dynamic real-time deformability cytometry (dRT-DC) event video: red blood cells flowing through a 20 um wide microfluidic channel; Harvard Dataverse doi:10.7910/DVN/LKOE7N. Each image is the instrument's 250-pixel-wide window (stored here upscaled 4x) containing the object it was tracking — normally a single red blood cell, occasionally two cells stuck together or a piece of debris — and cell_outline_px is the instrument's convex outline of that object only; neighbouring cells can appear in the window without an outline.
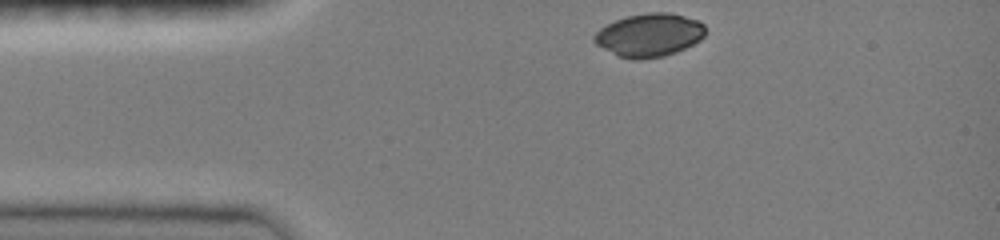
{"species": "common noctule bat (a hibernating species)", "species_latin": "Nyctalus noctula", "temperature_condition": "room temperature", "stored_images_in_passage": 34, "camera_frame_rate_fps": 3000, "um_per_image_px": 0.085, "animal": {"sex": "female", "body_mass_g": 19.0, "forearm_length_mm": 51.5}, "frame": {"image": 1, "passage_image": 1, "time_ms": 0.0, "image_size_px": [1000, 240], "cell_outline_px": [[704, 36], [700, 40], [676, 52], [664, 56], [636, 60], [632, 60], [616, 56], [596, 44], [592, 40], [592, 36], [600, 28], [616, 20], [628, 16], [648, 12], [668, 12], [700, 20], [704, 24]], "centroid_in_image_um": [55.17, 2.98], "position_along_channel_um": 29.8, "area_um2": 28.09}}
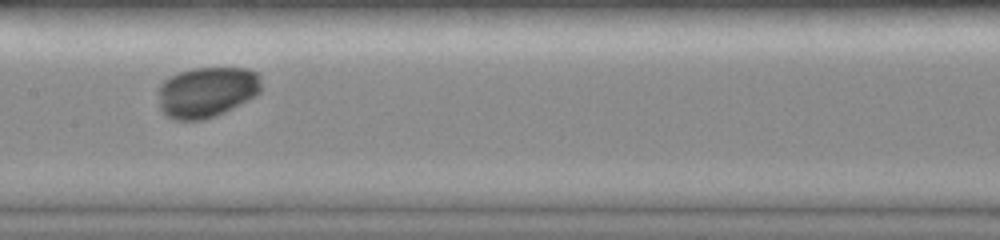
{"frame": {"image": 2, "passage_image": 16, "time_ms": 5.0, "image_size_px": [1000, 240], "cell_outline_px": [[264, 88], [256, 96], [216, 116], [204, 120], [176, 120], [168, 116], [160, 108], [160, 84], [168, 76], [192, 68], [248, 68], [260, 72]], "centroid_in_image_um": [17.65, 7.8], "position_along_channel_um": 189.7, "area_um2": 30.75}}
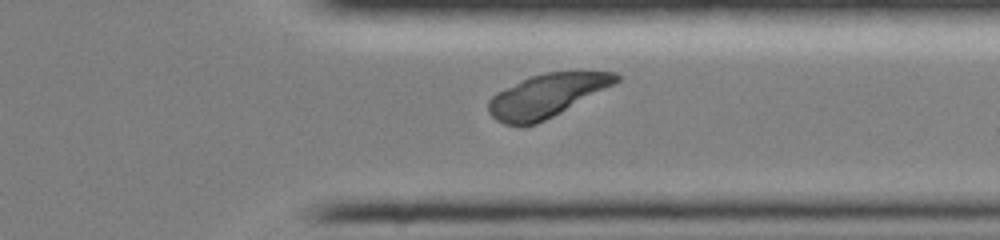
{"frame": {"image": 3, "passage_image": 29, "time_ms": 9.333, "image_size_px": [1000, 240], "cell_outline_px": [[620, 80], [560, 112], [536, 124], [504, 124], [496, 120], [488, 112], [488, 100], [496, 92], [504, 88], [532, 76], [544, 72], [616, 72], [620, 76]], "centroid_in_image_um": [46.41, 8.11], "position_along_channel_um": 365.0, "area_um2": 31.15}}